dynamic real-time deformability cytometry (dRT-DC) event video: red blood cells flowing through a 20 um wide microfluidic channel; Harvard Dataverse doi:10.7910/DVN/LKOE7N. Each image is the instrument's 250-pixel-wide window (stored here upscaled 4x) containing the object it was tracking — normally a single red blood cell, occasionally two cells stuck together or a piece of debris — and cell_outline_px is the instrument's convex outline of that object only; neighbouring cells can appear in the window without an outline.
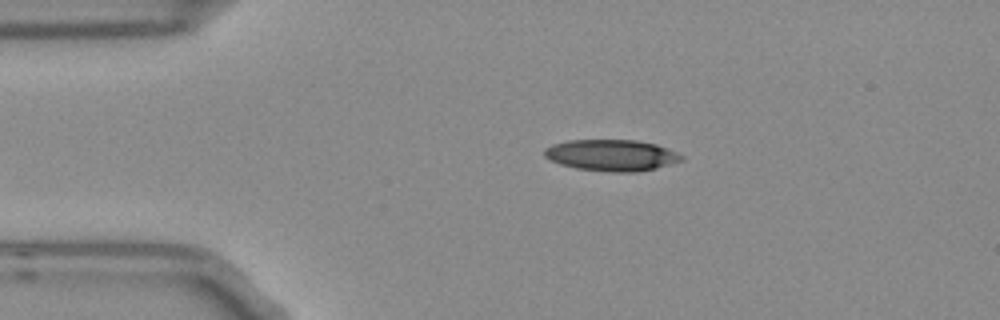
{"species": "Egyptian fruit bat (a non-hibernating species)", "species_latin": "Rousettus aegyptiacus", "temperature_condition": "room temperature", "stored_images_in_passage": 37, "camera_frame_rate_fps": 3000, "um_per_image_px": 0.085, "frame": {"image": 1, "passage_image": 1, "time_ms": 0.0, "image_size_px": [1000, 320], "cell_outline_px": [[684, 160], [656, 168], [636, 172], [612, 172], [576, 168], [560, 164], [544, 156], [544, 148], [552, 144], [568, 140], [636, 140], [656, 144], [668, 148], [684, 156]], "centroid_in_image_um": [51.99, 13.19], "position_along_channel_um": 33.0, "area_um2": 25.09}}
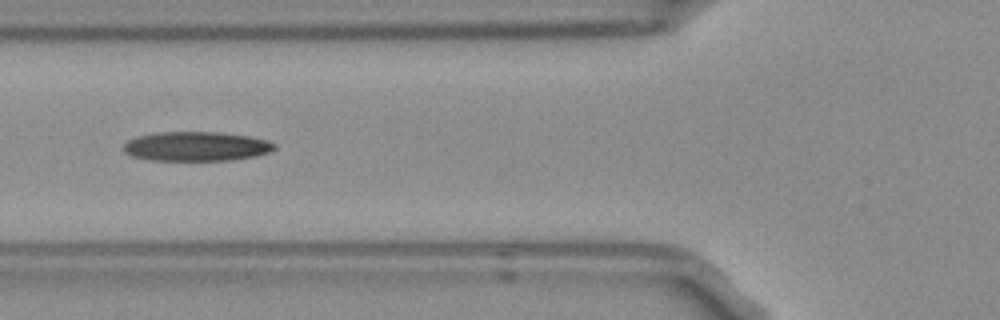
{"frame": {"image": 2, "passage_image": 10, "time_ms": 3.0, "image_size_px": [1000, 320], "cell_outline_px": [[276, 148], [268, 152], [256, 156], [232, 160], [148, 160], [132, 156], [124, 152], [124, 144], [128, 140], [136, 136], [156, 132], [220, 132], [248, 136], [264, 140], [276, 144]], "centroid_in_image_um": [16.65, 12.44], "position_along_channel_um": 109.1, "area_um2": 25.84}}
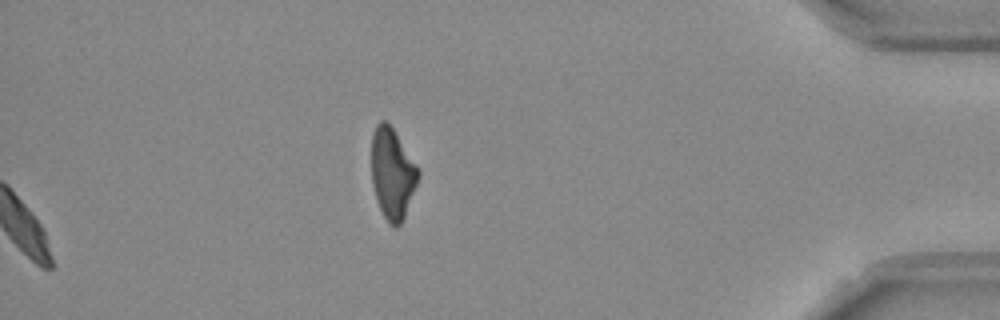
{"frame": {"image": 3, "passage_image": 37, "time_ms": 12.0, "image_size_px": [1000, 320], "cell_outline_px": [[420, 176], [404, 216], [400, 224], [396, 228], [388, 224], [380, 208], [372, 184], [372, 132], [376, 124], [380, 120], [384, 120], [392, 128], [416, 164], [420, 172]], "centroid_in_image_um": [33.34, 14.75], "position_along_channel_um": 401.9, "area_um2": 24.39}, "authors_computed_cell_mechanics": {"area_um2": 25.8366, "velocity_mm_per_s": 3.7729, "shape_relaxation_time_tau1_ms": null, "shape_relaxation_time_tau2_ms": 7.5983, "deformation_change_tau1": null, "deformation_change_tau2": 0.1955}}